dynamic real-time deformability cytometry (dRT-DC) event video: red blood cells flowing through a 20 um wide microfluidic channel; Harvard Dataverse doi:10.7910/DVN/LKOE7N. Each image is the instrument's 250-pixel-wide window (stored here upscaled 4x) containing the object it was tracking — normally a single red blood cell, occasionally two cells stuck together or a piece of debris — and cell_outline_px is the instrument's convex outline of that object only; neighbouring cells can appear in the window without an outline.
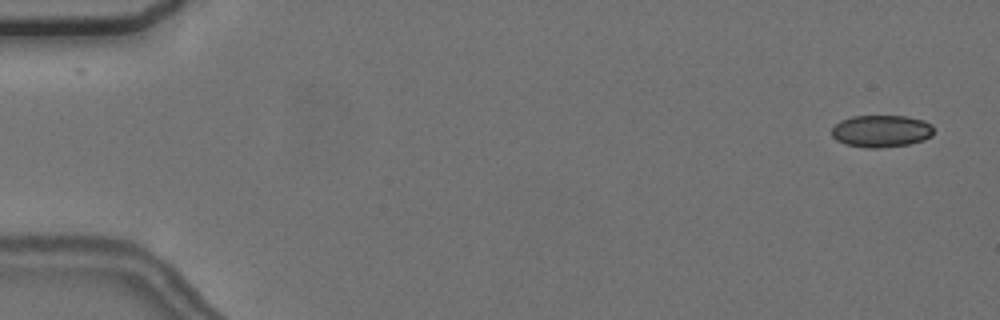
{"species": "common noctule bat (a hibernating species)", "species_latin": "Nyctalus noctula", "temperature_condition": "cold", "stored_images_in_passage": 5, "camera_frame_rate_fps": 3000, "um_per_image_px": 0.085, "animal": {"sex": "female", "body_mass_g": 24.6, "forearm_length_mm": 56.2}, "frame": {"image": 1, "passage_image": 1, "time_ms": 0.0, "image_size_px": [1000, 320], "cell_outline_px": [[932, 136], [924, 140], [908, 144], [880, 148], [868, 148], [844, 144], [836, 140], [832, 136], [832, 128], [840, 120], [852, 116], [908, 116], [924, 120], [932, 124]], "centroid_in_image_um": [74.9, 11.14], "position_along_channel_um": 10.1, "area_um2": 19.25}}
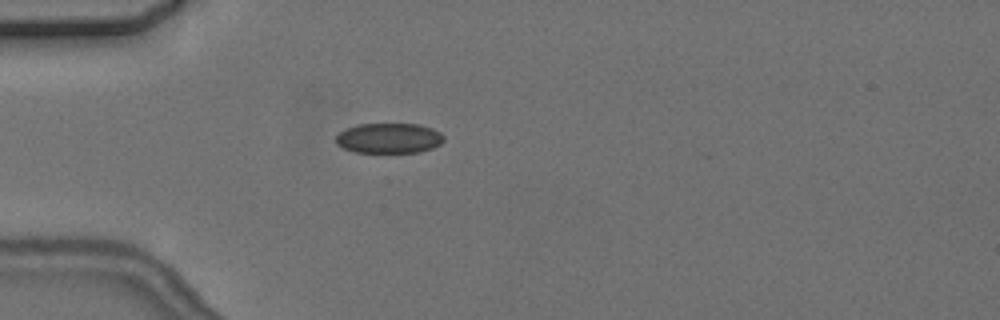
{"frame": {"image": 2, "passage_image": 5, "time_ms": 4.667, "image_size_px": [1000, 320], "cell_outline_px": [[444, 140], [440, 144], [432, 148], [420, 152], [356, 152], [344, 148], [336, 144], [336, 136], [340, 132], [348, 128], [360, 124], [420, 124], [432, 128], [440, 132], [444, 136]], "centroid_in_image_um": [33.09, 11.74], "position_along_channel_um": 51.9, "area_um2": 18.9}}